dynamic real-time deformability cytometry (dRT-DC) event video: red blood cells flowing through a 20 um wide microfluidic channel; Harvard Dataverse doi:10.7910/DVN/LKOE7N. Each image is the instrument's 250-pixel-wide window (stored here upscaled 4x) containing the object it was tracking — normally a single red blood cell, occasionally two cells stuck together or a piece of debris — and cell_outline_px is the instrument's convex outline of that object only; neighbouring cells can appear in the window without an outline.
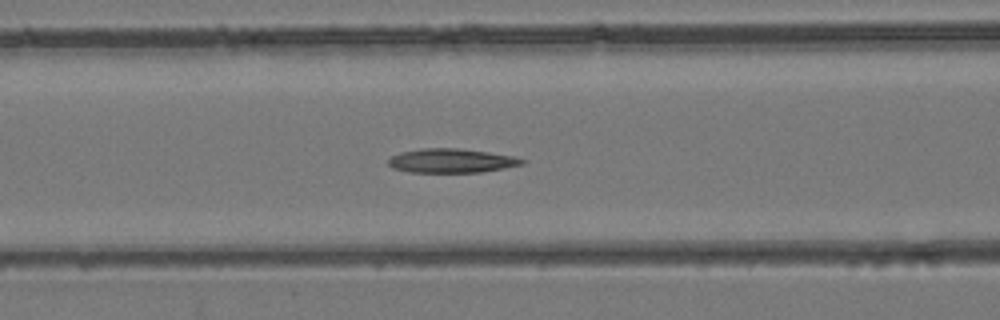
{"species": "common noctule bat (a hibernating species)", "species_latin": "Nyctalus noctula", "temperature_condition": "room temperature", "stored_images_in_passage": 43, "camera_frame_rate_fps": 3000, "um_per_image_px": 0.085, "animal": {"sex": "female", "body_mass_g": 24.6, "forearm_length_mm": 56.2}, "frame": {"image": 1, "passage_image": 17, "time_ms": 5.333, "image_size_px": [1000, 320], "cell_outline_px": [[528, 160], [524, 164], [504, 168], [480, 172], [408, 172], [392, 168], [388, 164], [388, 160], [392, 156], [400, 152], [420, 148], [460, 148], [488, 152], [512, 156]], "centroid_in_image_um": [38.36, 13.66], "position_along_channel_um": 128.2, "area_um2": 18.84}}
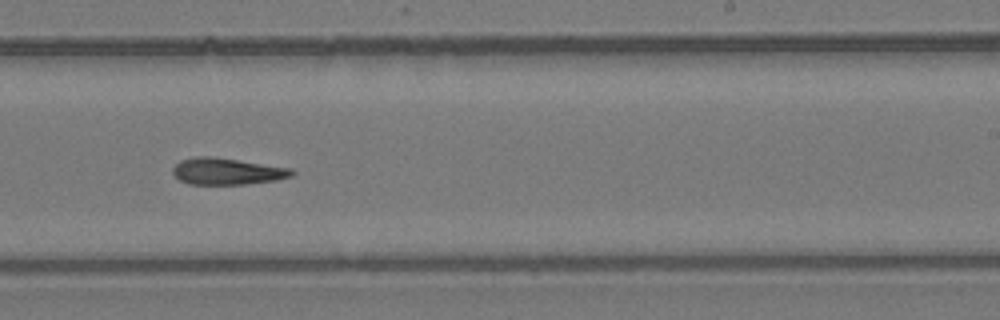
{"frame": {"image": 2, "passage_image": 26, "time_ms": 8.333, "image_size_px": [1000, 320], "cell_outline_px": [[296, 172], [292, 176], [276, 180], [244, 184], [188, 184], [180, 180], [172, 172], [172, 168], [180, 160], [196, 156], [212, 156], [292, 168]], "centroid_in_image_um": [19.3, 14.56], "position_along_channel_um": 269.7, "area_um2": 18.5}}
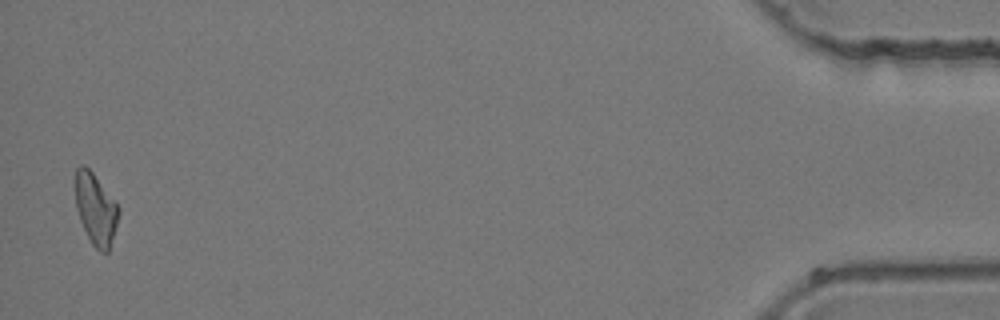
{"frame": {"image": 3, "passage_image": 42, "time_ms": 13.667, "image_size_px": [1000, 320], "cell_outline_px": [[120, 212], [108, 252], [100, 252], [92, 244], [80, 220], [76, 208], [76, 168], [80, 164], [84, 164], [92, 172], [120, 208]], "centroid_in_image_um": [8.13, 17.76], "position_along_channel_um": 427.1, "area_um2": 17.63}}